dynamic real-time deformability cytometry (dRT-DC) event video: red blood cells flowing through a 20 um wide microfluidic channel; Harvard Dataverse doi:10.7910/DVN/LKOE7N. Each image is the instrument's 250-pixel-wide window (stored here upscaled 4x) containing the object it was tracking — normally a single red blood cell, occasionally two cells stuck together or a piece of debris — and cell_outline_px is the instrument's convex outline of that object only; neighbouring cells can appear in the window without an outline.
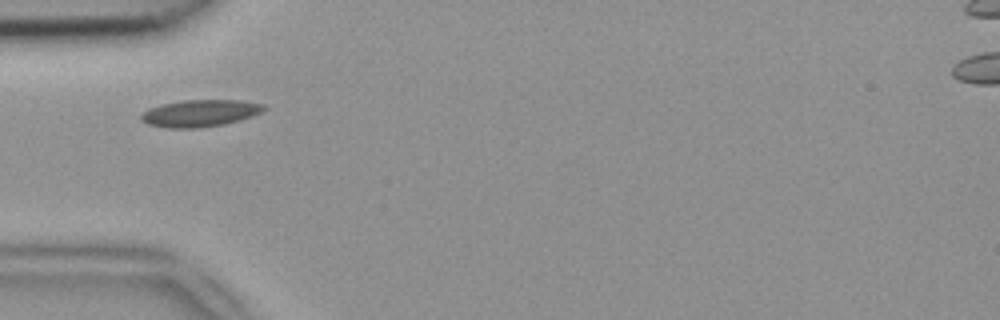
{"species": "common noctule bat (a hibernating species)", "species_latin": "Nyctalus noctula", "temperature_condition": "room temperature", "stored_images_in_passage": 29, "camera_frame_rate_fps": 3000, "um_per_image_px": 0.085, "animal": {"sex": "female", "body_mass_g": 18.4}, "frame": {"image": 1, "passage_image": 1, "time_ms": 0.0, "image_size_px": [1000, 320], "cell_outline_px": [[268, 108], [252, 116], [240, 120], [224, 124], [196, 128], [168, 128], [148, 124], [140, 120], [140, 116], [148, 108], [160, 104], [184, 100], [244, 100], [264, 104]], "centroid_in_image_um": [17.01, 9.61], "position_along_channel_um": 68.0, "area_um2": 19.42}}
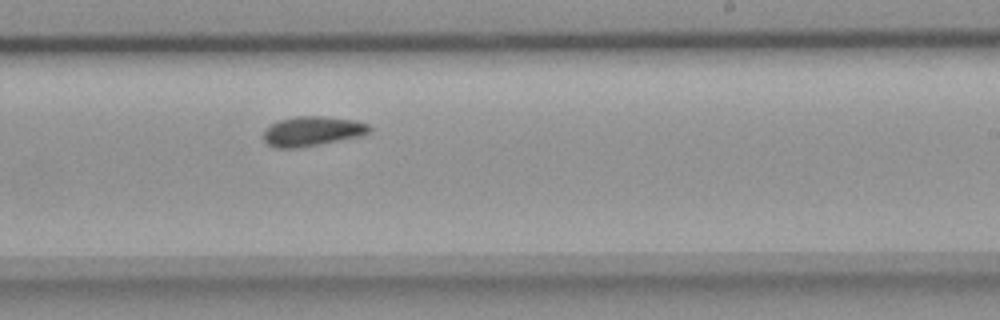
{"frame": {"image": 2, "passage_image": 16, "time_ms": 5.0, "image_size_px": [1000, 320], "cell_outline_px": [[372, 128], [368, 132], [360, 136], [320, 144], [296, 148], [276, 148], [268, 144], [264, 140], [264, 128], [280, 120], [296, 116], [324, 116], [356, 120], [368, 124]], "centroid_in_image_um": [26.54, 11.15], "position_along_channel_um": 262.5, "area_um2": 18.26}}
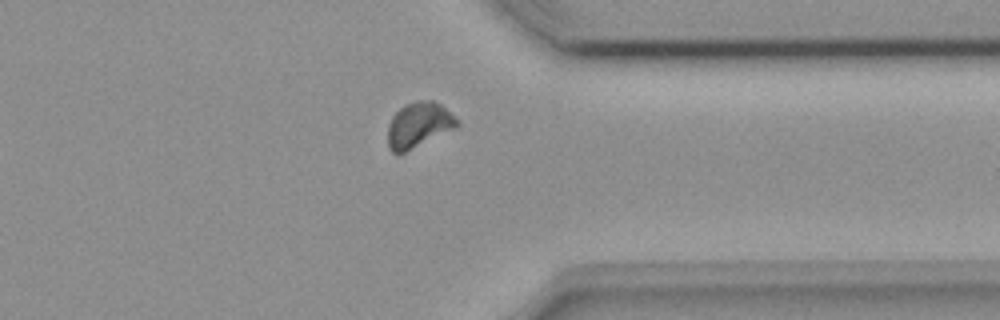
{"frame": {"image": 3, "passage_image": 25, "time_ms": 8.0, "image_size_px": [1000, 320], "cell_outline_px": [[460, 124], [456, 128], [404, 152], [392, 152], [388, 148], [388, 124], [392, 116], [404, 104], [416, 100], [432, 100], [440, 104], [456, 116], [460, 120]], "centroid_in_image_um": [35.61, 10.59], "position_along_channel_um": 375.8, "area_um2": 18.32}, "authors_computed_cell_mechanics": {"area_um2": 17.9758, "velocity_mm_per_s": 3.902, "shape_relaxation_time_tau1_ms": 8.5339, "shape_relaxation_time_tau2_ms": 3.5042, "deformation_change_tau1": 0.138, "deformation_change_tau2": 0.0588}}